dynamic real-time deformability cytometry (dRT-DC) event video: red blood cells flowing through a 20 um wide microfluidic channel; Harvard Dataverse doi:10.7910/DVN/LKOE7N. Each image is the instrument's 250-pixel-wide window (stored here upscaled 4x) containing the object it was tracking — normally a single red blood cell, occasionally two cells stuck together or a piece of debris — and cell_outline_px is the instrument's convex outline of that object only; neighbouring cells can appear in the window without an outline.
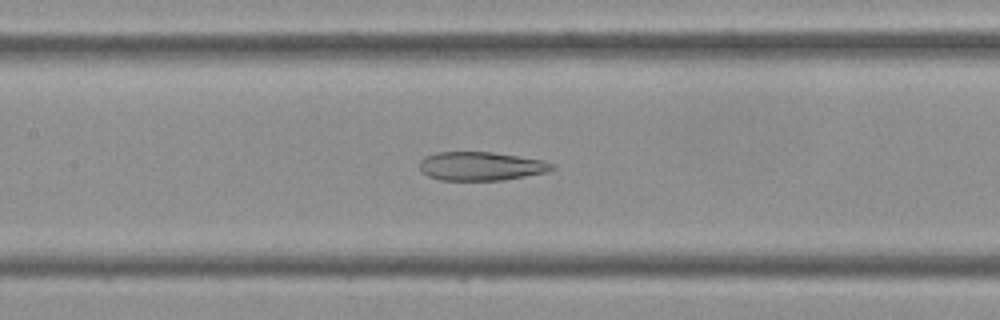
{"species": "Egyptian fruit bat (a non-hibernating species)", "species_latin": "Rousettus aegyptiacus", "temperature_condition": "cold", "stored_images_in_passage": 38, "camera_frame_rate_fps": 3000, "um_per_image_px": 0.085, "frame": {"image": 1, "passage_image": 13, "time_ms": 4.0, "image_size_px": [1000, 320], "cell_outline_px": [[556, 168], [548, 172], [504, 180], [440, 180], [428, 176], [420, 172], [420, 160], [424, 156], [436, 152], [492, 152], [540, 160], [556, 164]], "centroid_in_image_um": [40.87, 14.13], "position_along_channel_um": 166.5, "area_um2": 22.25}}
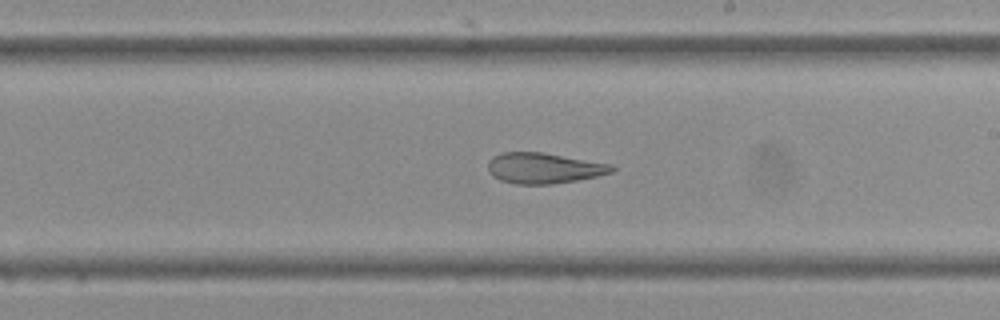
{"frame": {"image": 2, "passage_image": 18, "time_ms": 5.667, "image_size_px": [1000, 320], "cell_outline_px": [[616, 168], [612, 172], [596, 176], [576, 180], [552, 184], [516, 184], [500, 180], [492, 176], [488, 168], [488, 160], [492, 156], [504, 152], [544, 152], [612, 164]], "centroid_in_image_um": [46.21, 14.28], "position_along_channel_um": 242.8, "area_um2": 22.2}}
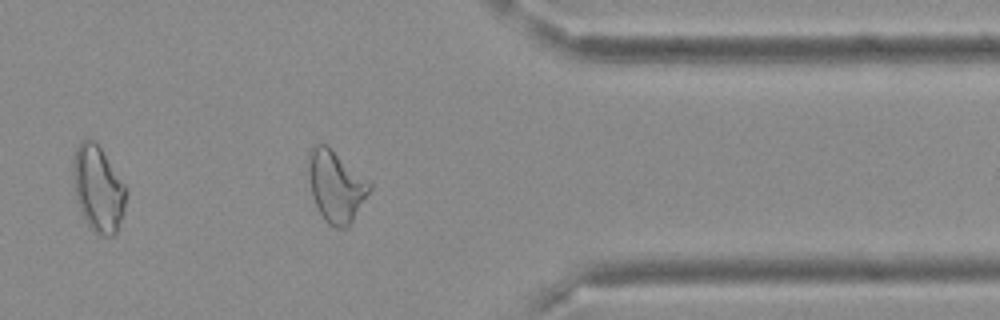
{"frame": {"image": 3, "passage_image": 28, "time_ms": 9.0, "image_size_px": [1000, 320], "cell_outline_px": [[372, 188], [348, 228], [336, 228], [328, 224], [324, 220], [312, 196], [308, 176], [308, 152], [312, 144], [328, 144], [368, 180], [372, 184]], "centroid_in_image_um": [28.54, 15.8], "position_along_channel_um": 382.9, "area_um2": 25.72}}